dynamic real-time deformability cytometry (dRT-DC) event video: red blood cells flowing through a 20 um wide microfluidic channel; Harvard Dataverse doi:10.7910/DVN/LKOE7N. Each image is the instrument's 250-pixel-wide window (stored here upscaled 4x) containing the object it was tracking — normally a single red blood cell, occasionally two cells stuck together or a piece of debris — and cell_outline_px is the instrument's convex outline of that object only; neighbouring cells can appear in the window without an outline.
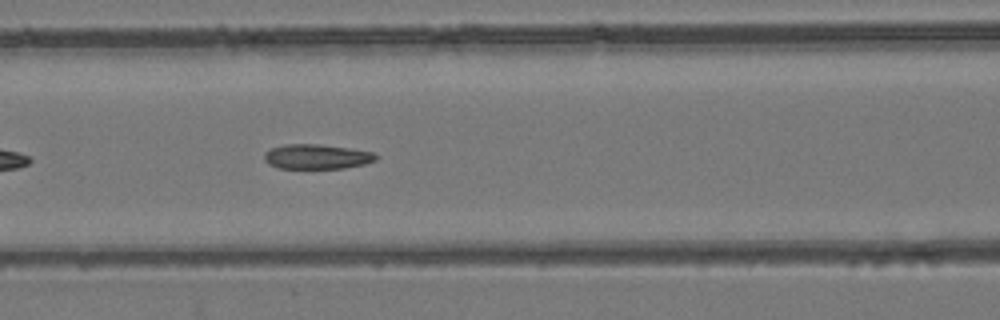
{"species": "common noctule bat (a hibernating species)", "species_latin": "Nyctalus noctula", "temperature_condition": "room temperature", "stored_images_in_passage": 40, "camera_frame_rate_fps": 3000, "um_per_image_px": 0.085, "animal": {"sex": "female", "body_mass_g": 24.6, "forearm_length_mm": 56.2}, "frame": {"image": 1, "passage_image": 9, "time_ms": 2.667, "image_size_px": [1000, 320], "cell_outline_px": [[380, 156], [376, 160], [364, 164], [344, 168], [276, 168], [268, 164], [264, 160], [264, 152], [272, 148], [284, 144], [320, 144], [376, 152]], "centroid_in_image_um": [26.94, 13.31], "position_along_channel_um": 139.7, "area_um2": 16.3}}
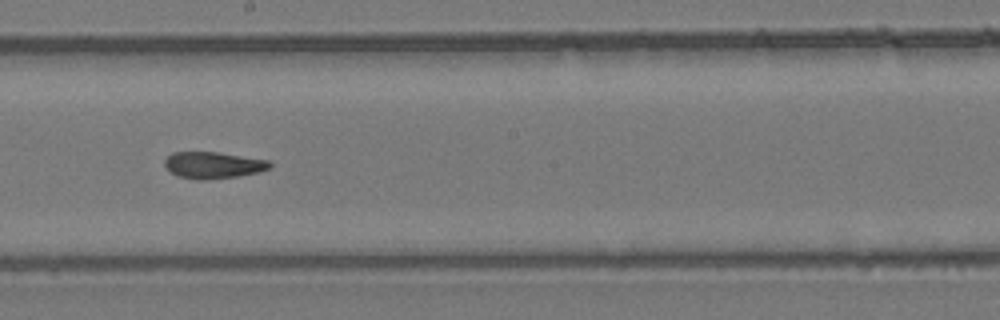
{"frame": {"image": 2, "passage_image": 16, "time_ms": 5.0, "image_size_px": [1000, 320], "cell_outline_px": [[272, 168], [240, 176], [208, 180], [196, 180], [176, 176], [164, 164], [164, 160], [172, 152], [216, 152], [268, 160], [272, 164]], "centroid_in_image_um": [18.11, 14.05], "position_along_channel_um": 230.1, "area_um2": 16.36}}
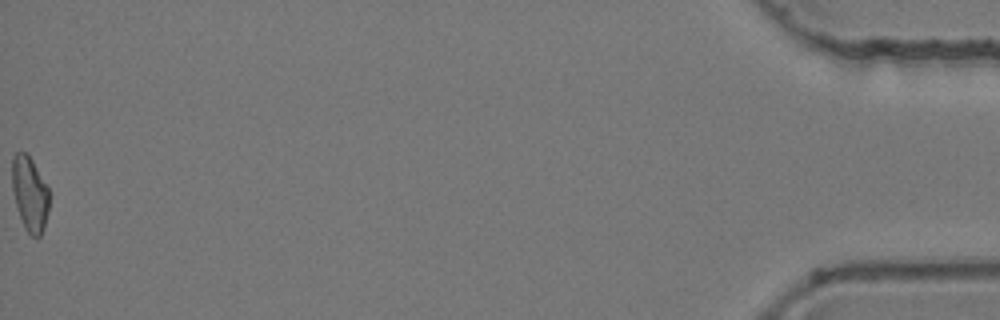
{"frame": {"image": 3, "passage_image": 40, "time_ms": 13.0, "image_size_px": [1000, 320], "cell_outline_px": [[48, 212], [40, 236], [32, 236], [24, 228], [16, 208], [12, 188], [12, 156], [16, 152], [24, 152], [32, 160], [48, 188]], "centroid_in_image_um": [2.5, 16.47], "position_along_channel_um": 432.7, "area_um2": 15.95}, "authors_computed_cell_mechanics": {"area_um2": 16.5597, "velocity_mm_per_s": 3.8735, "shape_relaxation_time_tau1_ms": null, "shape_relaxation_time_tau2_ms": 2.6702, "deformation_change_tau1": null, "deformation_change_tau2": 0.1071}}